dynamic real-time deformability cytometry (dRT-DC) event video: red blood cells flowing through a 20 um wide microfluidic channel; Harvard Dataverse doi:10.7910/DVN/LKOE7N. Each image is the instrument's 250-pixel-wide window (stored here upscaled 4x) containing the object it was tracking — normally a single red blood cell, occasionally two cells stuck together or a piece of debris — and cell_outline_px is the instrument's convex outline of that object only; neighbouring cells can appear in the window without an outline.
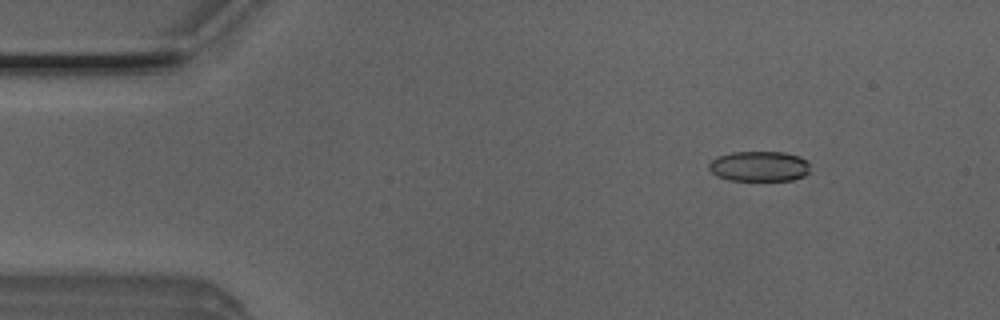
{"species": "Egyptian fruit bat (a non-hibernating species)", "species_latin": "Rousettus aegyptiacus", "temperature_condition": "room temperature", "stored_images_in_passage": 51, "camera_frame_rate_fps": 3000, "um_per_image_px": 0.085, "animal": {"sex": "male"}, "frame": {"image": 1, "passage_image": 7, "time_ms": 2.0, "image_size_px": [1000, 320], "cell_outline_px": [[808, 172], [804, 176], [792, 180], [728, 180], [716, 176], [708, 168], [708, 164], [716, 156], [732, 152], [784, 152], [800, 156], [808, 160]], "centroid_in_image_um": [64.52, 14.13], "position_along_channel_um": 20.5, "area_um2": 17.98}}
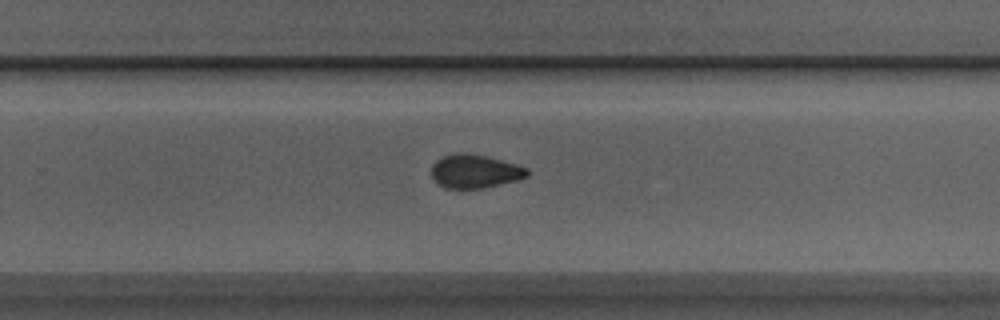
{"frame": {"image": 2, "passage_image": 33, "time_ms": 10.667, "image_size_px": [1000, 320], "cell_outline_px": [[528, 176], [516, 180], [484, 188], [444, 188], [436, 184], [432, 180], [432, 164], [436, 160], [444, 156], [456, 152], [468, 152], [516, 164], [528, 168]], "centroid_in_image_um": [40.31, 14.56], "position_along_channel_um": 289.5, "area_um2": 18.79}}
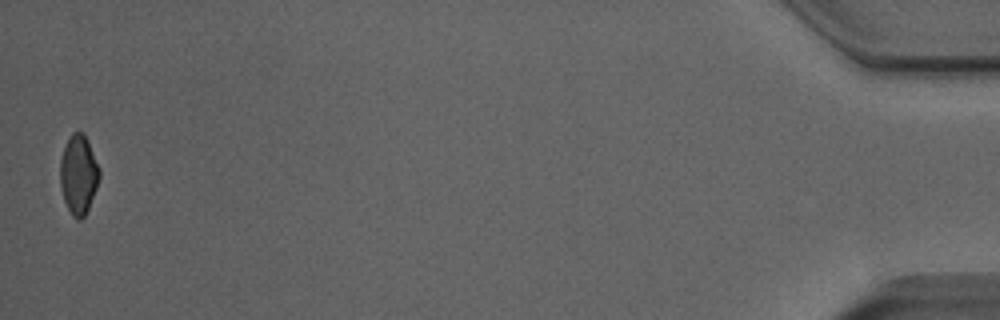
{"frame": {"image": 3, "passage_image": 51, "time_ms": 16.667, "image_size_px": [1000, 320], "cell_outline_px": [[100, 176], [96, 188], [88, 208], [84, 216], [80, 220], [76, 220], [72, 216], [64, 200], [60, 188], [60, 160], [64, 148], [72, 132], [84, 132], [88, 140], [100, 168]], "centroid_in_image_um": [6.67, 14.83], "position_along_channel_um": 428.5, "area_um2": 18.15}, "authors_computed_cell_mechanics": {"area_um2": 18.9584, "velocity_mm_per_s": 4.0074, "shape_relaxation_time_tau1_ms": 4.2842, "shape_relaxation_time_tau2_ms": 3.5069, "deformation_change_tau1": 0.1105, "deformation_change_tau2": 0.0836}}